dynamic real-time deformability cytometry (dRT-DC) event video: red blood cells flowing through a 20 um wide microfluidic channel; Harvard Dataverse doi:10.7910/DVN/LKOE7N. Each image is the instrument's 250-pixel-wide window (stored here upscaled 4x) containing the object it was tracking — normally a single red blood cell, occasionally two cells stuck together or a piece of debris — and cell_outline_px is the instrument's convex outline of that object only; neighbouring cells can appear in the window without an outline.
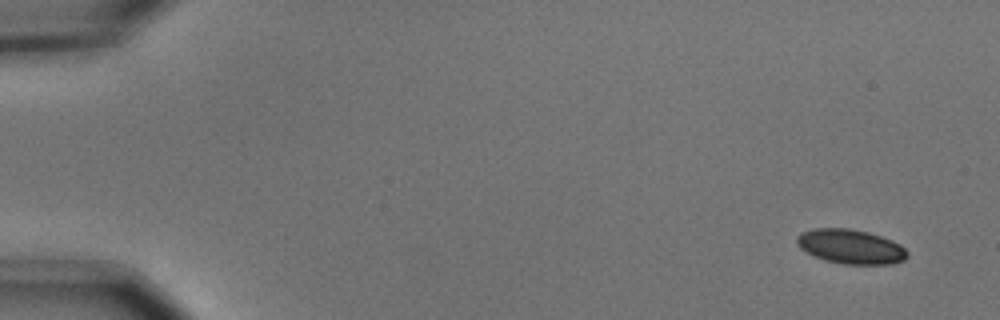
{"species": "common noctule bat (a hibernating species)", "species_latin": "Nyctalus noctula", "temperature_condition": "cold", "stored_images_in_passage": 5, "camera_frame_rate_fps": 3000, "um_per_image_px": 0.085, "animal": {"sex": "male", "body_mass_g": 15.6}, "frame": {"image": 1, "passage_image": 1, "time_ms": 0.0, "image_size_px": [1000, 320], "cell_outline_px": [[908, 256], [904, 260], [892, 264], [844, 264], [824, 260], [800, 248], [796, 244], [796, 236], [800, 232], [812, 228], [848, 228], [868, 232], [892, 240], [900, 244], [908, 252]], "centroid_in_image_um": [72.3, 20.95], "position_along_channel_um": 12.7, "area_um2": 22.25}}